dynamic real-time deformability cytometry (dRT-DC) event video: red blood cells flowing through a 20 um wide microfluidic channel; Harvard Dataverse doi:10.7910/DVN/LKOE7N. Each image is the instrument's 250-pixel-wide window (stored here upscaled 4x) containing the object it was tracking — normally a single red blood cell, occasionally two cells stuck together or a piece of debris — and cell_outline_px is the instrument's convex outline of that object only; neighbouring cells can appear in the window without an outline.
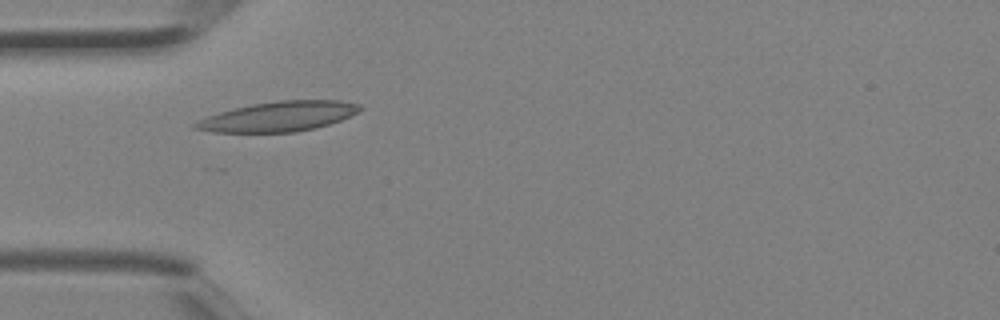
{"species": "Egyptian fruit bat (a non-hibernating species)", "species_latin": "Rousettus aegyptiacus", "temperature_condition": "room temperature", "stored_images_in_passage": 2, "camera_frame_rate_fps": 3000, "um_per_image_px": 0.085, "animal": {"sex": "female"}, "frame": {"image": 1, "passage_image": 2, "time_ms": 0.333, "image_size_px": [1000, 320], "cell_outline_px": [[364, 108], [360, 112], [340, 120], [316, 128], [296, 132], [212, 132], [192, 128], [192, 124], [208, 116], [220, 112], [252, 104], [276, 100], [340, 100], [360, 104]], "centroid_in_image_um": [23.72, 9.89], "position_along_channel_um": 61.3, "area_um2": 28.67}}